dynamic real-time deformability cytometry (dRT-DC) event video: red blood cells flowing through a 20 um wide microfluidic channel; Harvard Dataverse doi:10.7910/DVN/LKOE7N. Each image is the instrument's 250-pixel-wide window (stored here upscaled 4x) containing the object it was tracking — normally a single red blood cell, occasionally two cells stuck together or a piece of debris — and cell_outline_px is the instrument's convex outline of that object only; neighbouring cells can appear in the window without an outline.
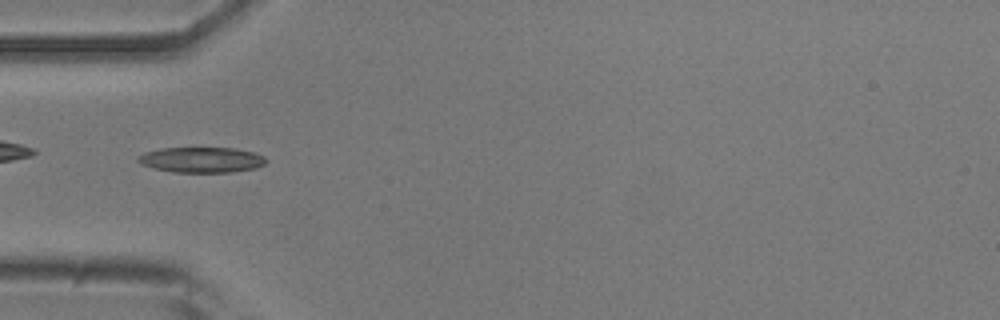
{"species": "common noctule bat (a hibernating species)", "species_latin": "Nyctalus noctula", "temperature_condition": "room temperature", "stored_images_in_passage": 52, "camera_frame_rate_fps": 3000, "um_per_image_px": 0.085, "animal": {"sex": "male", "body_mass_g": 20.5, "forearm_length_mm": 52.5}, "frame": {"image": 1, "passage_image": 16, "time_ms": 5.0, "image_size_px": [1000, 320], "cell_outline_px": [[268, 160], [264, 164], [256, 168], [232, 172], [172, 172], [152, 168], [140, 164], [136, 160], [136, 156], [144, 152], [160, 148], [232, 148], [252, 152], [264, 156]], "centroid_in_image_um": [17.08, 13.59], "position_along_channel_um": 67.9, "area_um2": 19.13}}
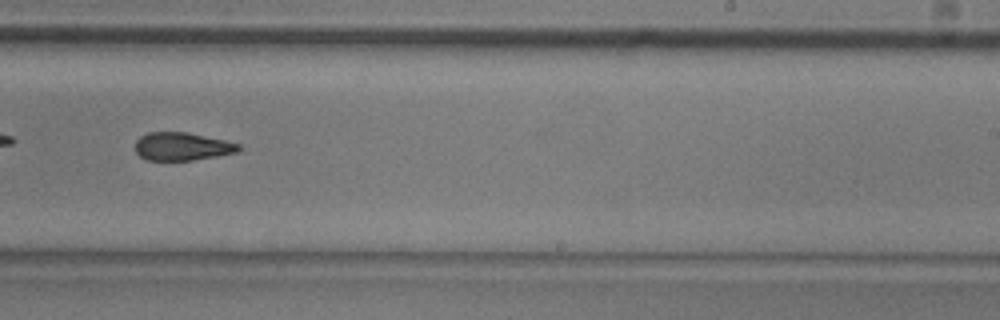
{"frame": {"image": 2, "passage_image": 32, "time_ms": 10.333, "image_size_px": [1000, 320], "cell_outline_px": [[240, 152], [192, 160], [144, 160], [136, 152], [136, 140], [140, 136], [148, 132], [188, 132], [224, 140], [240, 144]], "centroid_in_image_um": [15.47, 12.45], "position_along_channel_um": 273.5, "area_um2": 16.94}}
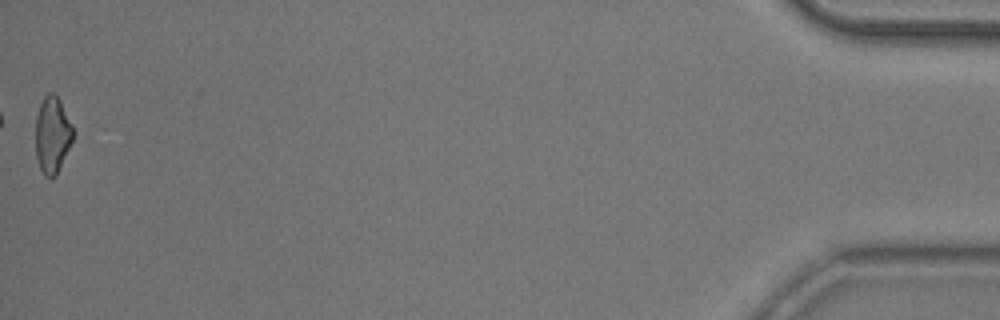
{"frame": {"image": 3, "passage_image": 52, "time_ms": 17.0, "image_size_px": [1000, 320], "cell_outline_px": [[76, 132], [56, 176], [44, 176], [40, 168], [36, 156], [36, 116], [40, 104], [44, 96], [48, 92], [52, 92], [60, 100]], "centroid_in_image_um": [4.46, 11.44], "position_along_channel_um": 430.7, "area_um2": 16.76}, "authors_computed_cell_mechanics": {"area_um2": 18.0914, "velocity_mm_per_s": 3.8382, "shape_relaxation_time_tau1_ms": null, "shape_relaxation_time_tau2_ms": 5.9657, "deformation_change_tau1": null, "deformation_change_tau2": 0.1533}}